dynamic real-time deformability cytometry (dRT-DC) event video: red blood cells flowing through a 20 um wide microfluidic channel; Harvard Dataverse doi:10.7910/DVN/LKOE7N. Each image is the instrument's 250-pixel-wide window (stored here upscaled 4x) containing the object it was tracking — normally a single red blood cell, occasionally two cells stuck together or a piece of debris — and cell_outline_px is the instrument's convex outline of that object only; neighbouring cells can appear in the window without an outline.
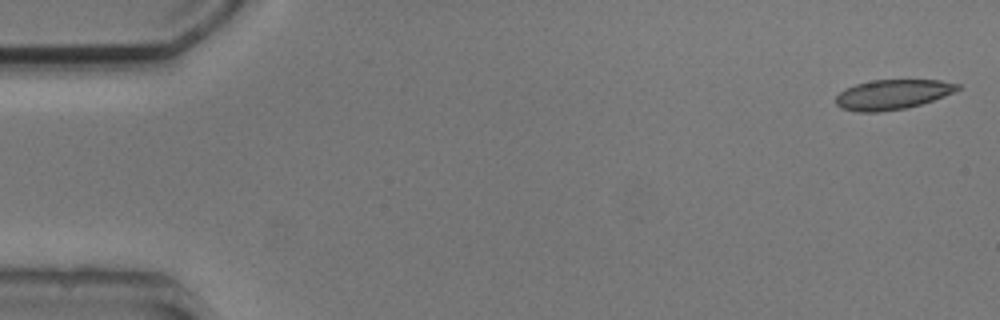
{"species": "common noctule bat (a hibernating species)", "species_latin": "Nyctalus noctula", "temperature_condition": "cold", "stored_images_in_passage": 5, "camera_frame_rate_fps": 3000, "um_per_image_px": 0.085, "animal": {"sex": "male", "body_mass_g": 20.5, "forearm_length_mm": 52.5}, "frame": {"image": 1, "passage_image": 1, "time_ms": 0.0, "image_size_px": [1000, 320], "cell_outline_px": [[960, 88], [944, 96], [908, 108], [880, 112], [856, 112], [840, 108], [836, 104], [836, 96], [840, 92], [856, 84], [872, 80], [940, 80], [960, 84]], "centroid_in_image_um": [75.84, 8.04], "position_along_channel_um": 9.2, "area_um2": 21.1}}
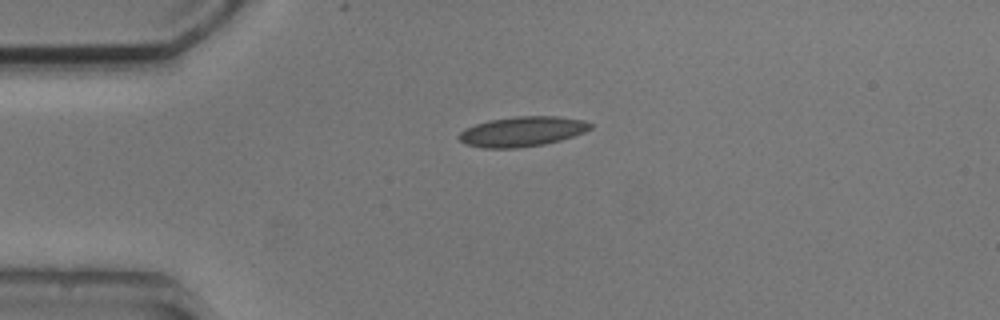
{"frame": {"image": 2, "passage_image": 4, "time_ms": 3.667, "image_size_px": [1000, 320], "cell_outline_px": [[592, 128], [584, 132], [560, 140], [544, 144], [516, 148], [484, 148], [464, 144], [456, 136], [464, 128], [488, 120], [516, 116], [556, 116], [584, 120], [592, 124]], "centroid_in_image_um": [44.35, 11.17], "position_along_channel_um": 40.7, "area_um2": 23.0}}